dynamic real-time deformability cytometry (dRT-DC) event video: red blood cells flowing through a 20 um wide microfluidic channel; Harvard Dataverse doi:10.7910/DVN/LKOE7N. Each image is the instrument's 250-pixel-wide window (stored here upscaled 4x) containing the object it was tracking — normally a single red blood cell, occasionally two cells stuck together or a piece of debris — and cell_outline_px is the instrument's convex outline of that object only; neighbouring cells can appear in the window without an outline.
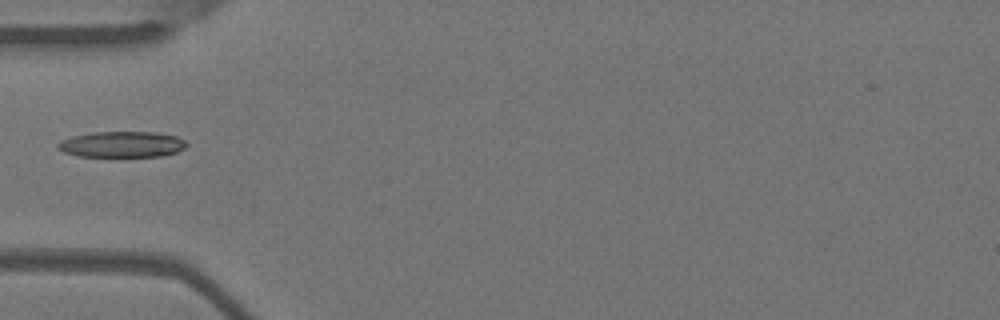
{"species": "Egyptian fruit bat (a non-hibernating species)", "species_latin": "Rousettus aegyptiacus", "temperature_condition": "warm", "stored_images_in_passage": 38, "camera_frame_rate_fps": 3000, "um_per_image_px": 0.085, "animal": {"sex": "female"}, "frame": {"image": 1, "passage_image": 1, "time_ms": 0.0, "image_size_px": [1000, 320], "cell_outline_px": [[188, 144], [184, 148], [176, 152], [160, 156], [76, 156], [64, 152], [56, 148], [56, 144], [60, 140], [72, 136], [96, 132], [156, 132], [176, 136], [184, 140]], "centroid_in_image_um": [10.33, 12.27], "position_along_channel_um": 74.7, "area_um2": 19.42}}
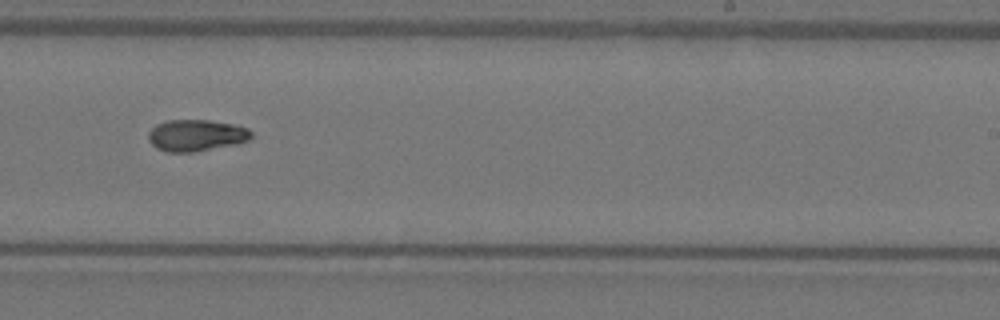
{"frame": {"image": 2, "passage_image": 17, "time_ms": 5.333, "image_size_px": [1000, 320], "cell_outline_px": [[252, 136], [248, 140], [236, 144], [196, 152], [164, 152], [156, 148], [148, 140], [148, 132], [156, 124], [168, 120], [208, 120], [236, 124], [248, 128], [252, 132]], "centroid_in_image_um": [16.67, 11.51], "position_along_channel_um": 272.3, "area_um2": 19.19}}
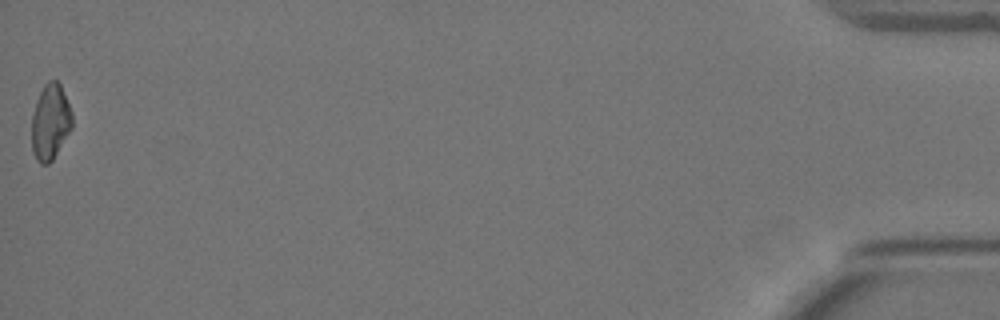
{"frame": {"image": 3, "passage_image": 38, "time_ms": 12.333, "image_size_px": [1000, 320], "cell_outline_px": [[72, 128], [52, 160], [48, 164], [40, 164], [36, 160], [32, 152], [32, 116], [36, 100], [44, 84], [48, 80], [56, 80], [60, 84], [72, 112]], "centroid_in_image_um": [4.27, 10.37], "position_along_channel_um": 430.9, "area_um2": 17.86}}